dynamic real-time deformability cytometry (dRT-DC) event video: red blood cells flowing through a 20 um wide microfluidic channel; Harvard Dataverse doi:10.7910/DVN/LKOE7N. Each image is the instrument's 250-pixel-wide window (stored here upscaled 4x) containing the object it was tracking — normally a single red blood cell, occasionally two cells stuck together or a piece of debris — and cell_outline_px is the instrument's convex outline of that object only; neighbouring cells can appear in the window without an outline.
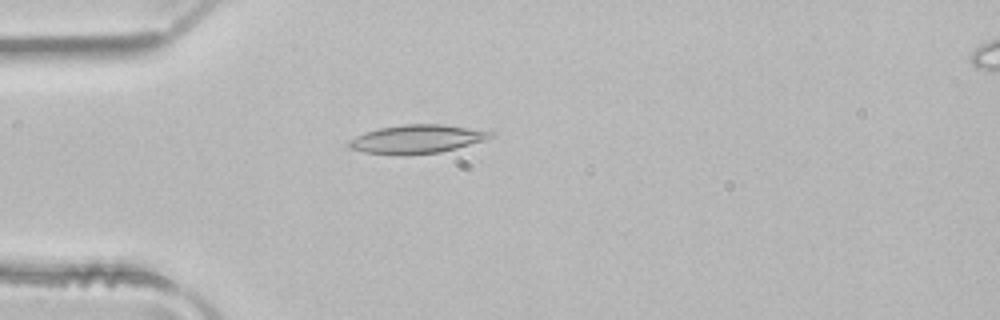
{"species": "common noctule bat (a hibernating species)", "species_latin": "Nyctalus noctula", "temperature_condition": "room temperature", "stored_images_in_passage": 1, "camera_frame_rate_fps": 3000, "um_per_image_px": 0.085, "animal": {"sex": "male", "body_mass_g": 21.5, "forearm_length_mm": 52.0}, "frame": {"image": 1, "passage_image": 1, "time_ms": 0.0, "image_size_px": [1000, 320], "cell_outline_px": [[496, 132], [492, 136], [484, 140], [456, 148], [440, 152], [404, 156], [400, 156], [364, 152], [348, 148], [348, 140], [364, 132], [380, 128], [404, 124], [440, 124]], "centroid_in_image_um": [35.38, 11.83], "position_along_channel_um": 49.6, "area_um2": 23.64}}